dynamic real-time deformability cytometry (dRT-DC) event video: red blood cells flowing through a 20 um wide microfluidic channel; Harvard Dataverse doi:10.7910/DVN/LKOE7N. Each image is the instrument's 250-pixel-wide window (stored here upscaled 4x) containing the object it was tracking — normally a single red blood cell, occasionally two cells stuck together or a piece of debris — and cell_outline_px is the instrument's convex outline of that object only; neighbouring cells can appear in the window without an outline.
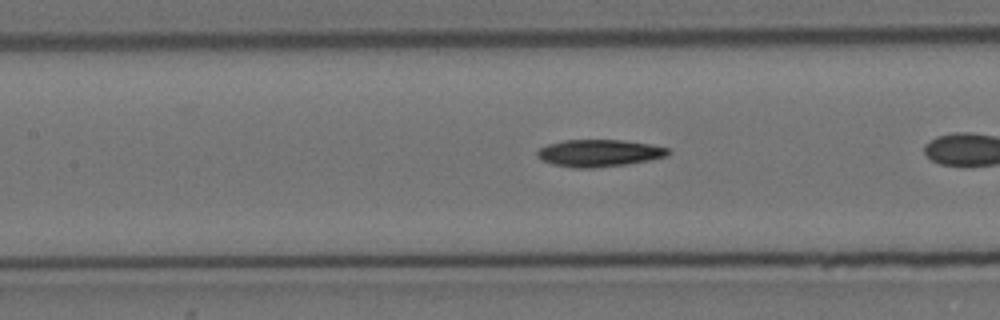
{"species": "Egyptian fruit bat (a non-hibernating species)", "species_latin": "Rousettus aegyptiacus", "temperature_condition": "cold", "stored_images_in_passage": 29, "camera_frame_rate_fps": 3000, "um_per_image_px": 0.085, "animal": {"sex": "female"}, "frame": {"image": 1, "passage_image": 9, "time_ms": 2.667, "image_size_px": [1000, 320], "cell_outline_px": [[672, 152], [668, 156], [628, 164], [592, 168], [572, 168], [552, 164], [540, 160], [536, 156], [536, 152], [540, 148], [548, 144], [564, 140], [624, 140], [652, 144], [668, 148]], "centroid_in_image_um": [50.93, 13.01], "position_along_channel_um": 156.5, "area_um2": 20.92}}